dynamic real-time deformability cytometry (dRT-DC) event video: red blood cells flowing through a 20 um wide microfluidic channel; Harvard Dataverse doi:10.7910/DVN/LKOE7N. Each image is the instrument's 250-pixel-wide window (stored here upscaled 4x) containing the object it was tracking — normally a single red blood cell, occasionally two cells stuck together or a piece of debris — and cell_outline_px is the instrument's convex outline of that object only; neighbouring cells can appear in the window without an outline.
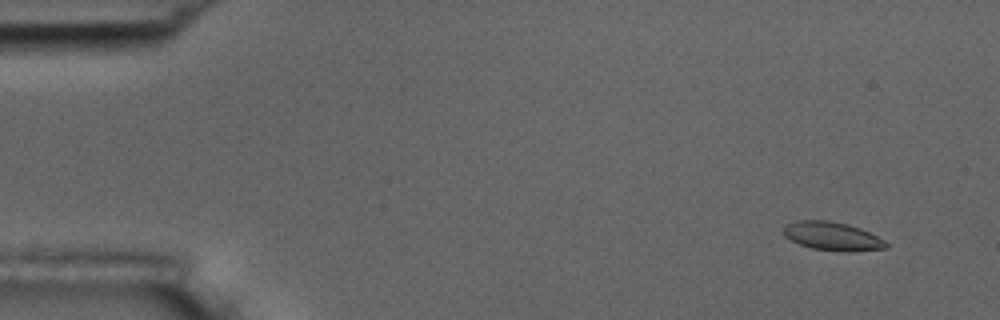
{"species": "common noctule bat (a hibernating species)", "species_latin": "Nyctalus noctula", "temperature_condition": "room temperature", "stored_images_in_passage": 5, "camera_frame_rate_fps": 3000, "um_per_image_px": 0.085, "animal": {"sex": "male", "body_mass_g": 17.5, "forearm_length_mm": 52.3}, "frame": {"image": 1, "passage_image": 2, "time_ms": 0.333, "image_size_px": [1000, 320], "cell_outline_px": [[888, 248], [852, 252], [844, 252], [812, 248], [800, 244], [784, 236], [784, 224], [796, 220], [828, 220], [848, 224], [860, 228], [884, 240], [888, 244]], "centroid_in_image_um": [70.75, 20.07], "position_along_channel_um": 14.3, "area_um2": 17.11}}
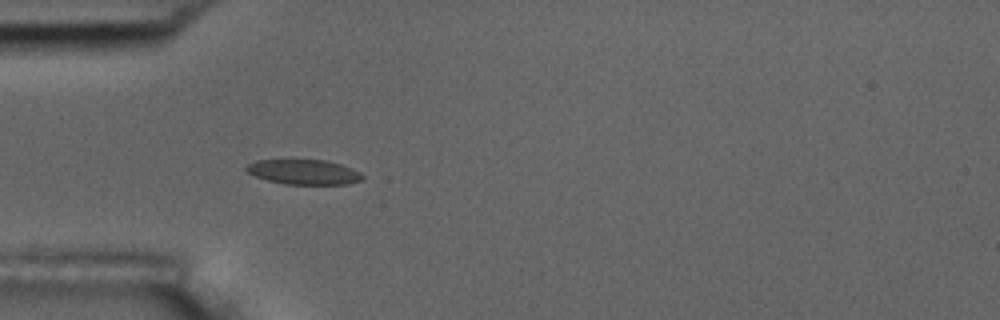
{"frame": {"image": 2, "passage_image": 5, "time_ms": 1.333, "image_size_px": [1000, 320], "cell_outline_px": [[364, 180], [348, 184], [284, 184], [268, 180], [256, 176], [248, 172], [244, 168], [248, 164], [256, 160], [328, 160], [352, 168], [360, 172], [364, 176]], "centroid_in_image_um": [25.87, 14.62], "position_along_channel_um": 59.1, "area_um2": 16.88}}